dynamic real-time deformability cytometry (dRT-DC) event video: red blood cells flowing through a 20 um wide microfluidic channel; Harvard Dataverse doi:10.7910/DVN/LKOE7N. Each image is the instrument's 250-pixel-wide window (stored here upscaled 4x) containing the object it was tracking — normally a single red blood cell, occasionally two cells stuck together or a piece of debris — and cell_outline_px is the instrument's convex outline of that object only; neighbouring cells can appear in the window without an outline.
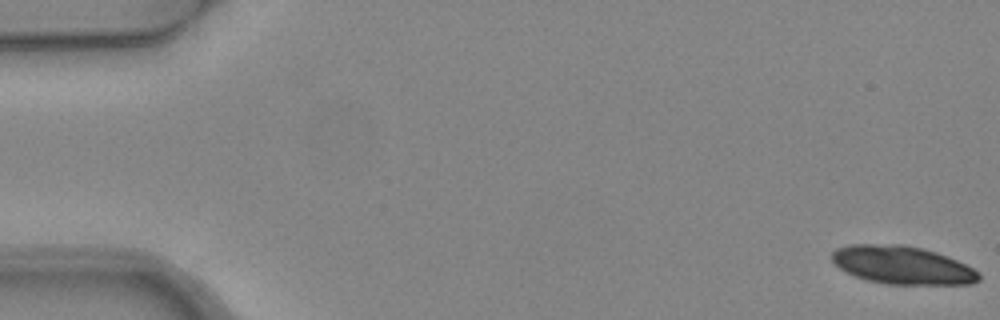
{"species": "common noctule bat (a hibernating species)", "species_latin": "Nyctalus noctula", "temperature_condition": "warm", "stored_images_in_passage": 5, "camera_frame_rate_fps": 3000, "um_per_image_px": 0.085, "animal": {"sex": "female", "body_mass_g": 24.6, "forearm_length_mm": 56.2}, "frame": {"image": 1, "passage_image": 1, "time_ms": 0.0, "image_size_px": [1000, 320], "cell_outline_px": [[980, 280], [972, 284], [888, 284], [868, 280], [856, 276], [840, 268], [832, 260], [832, 252], [836, 248], [848, 244], [904, 244], [936, 252], [956, 260], [980, 272]], "centroid_in_image_um": [76.7, 22.53], "position_along_channel_um": 8.3, "area_um2": 32.48}}